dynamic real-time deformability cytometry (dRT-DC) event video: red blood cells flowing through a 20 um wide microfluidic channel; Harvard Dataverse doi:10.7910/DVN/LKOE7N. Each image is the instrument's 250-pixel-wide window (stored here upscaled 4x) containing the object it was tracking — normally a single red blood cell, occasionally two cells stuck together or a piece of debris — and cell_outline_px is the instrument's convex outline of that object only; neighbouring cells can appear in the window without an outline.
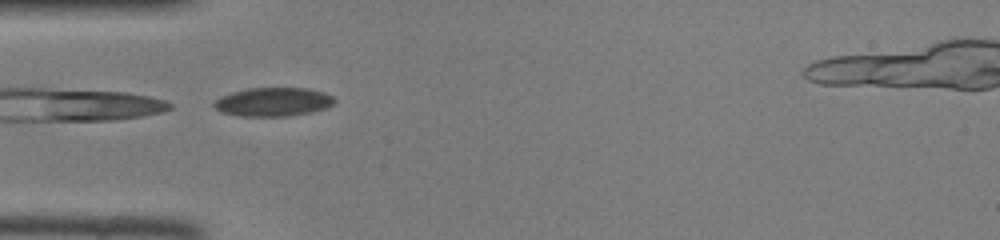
{"species": "common noctule bat (a hibernating species)", "species_latin": "Nyctalus noctula", "temperature_condition": "room temperature", "stored_images_in_passage": 34, "camera_frame_rate_fps": 3000, "um_per_image_px": 0.085, "animal": {"sex": "female", "body_mass_g": 22.0, "forearm_length_mm": 56.7}, "frame": {"image": 1, "passage_image": 1, "time_ms": 0.0, "image_size_px": [1000, 240], "cell_outline_px": [[336, 100], [332, 104], [324, 108], [312, 112], [288, 116], [240, 116], [220, 112], [212, 104], [220, 96], [232, 92], [248, 88], [308, 88], [324, 92], [332, 96]], "centroid_in_image_um": [23.2, 8.66], "position_along_channel_um": 61.8, "area_um2": 20.17}}
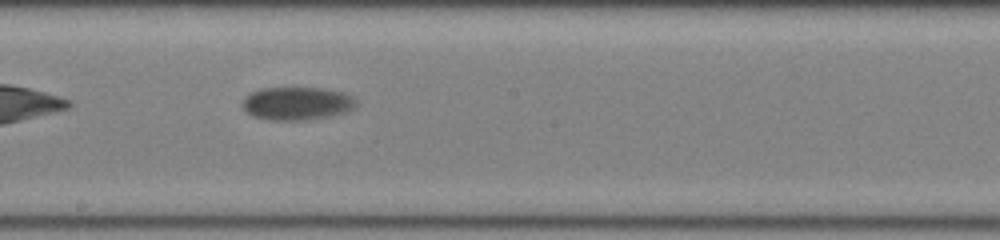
{"frame": {"image": 2, "passage_image": 13, "time_ms": 4.0, "image_size_px": [1000, 240], "cell_outline_px": [[356, 104], [352, 108], [344, 112], [304, 120], [268, 120], [252, 116], [240, 104], [244, 96], [260, 88], [324, 88], [344, 92], [352, 96], [356, 100]], "centroid_in_image_um": [25.19, 8.78], "position_along_channel_um": 223.0, "area_um2": 21.85}}
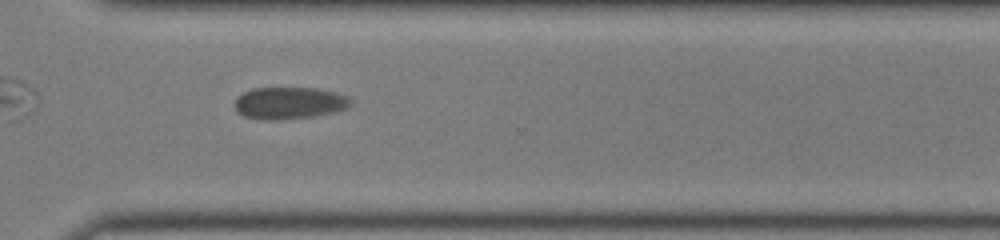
{"frame": {"image": 3, "passage_image": 22, "time_ms": 7.0, "image_size_px": [1000, 240], "cell_outline_px": [[352, 104], [348, 108], [332, 112], [312, 116], [276, 120], [268, 120], [244, 116], [236, 112], [236, 100], [244, 92], [252, 88], [316, 88], [336, 92], [348, 96], [352, 100]], "centroid_in_image_um": [24.62, 8.75], "position_along_channel_um": 346.0, "area_um2": 21.5}}